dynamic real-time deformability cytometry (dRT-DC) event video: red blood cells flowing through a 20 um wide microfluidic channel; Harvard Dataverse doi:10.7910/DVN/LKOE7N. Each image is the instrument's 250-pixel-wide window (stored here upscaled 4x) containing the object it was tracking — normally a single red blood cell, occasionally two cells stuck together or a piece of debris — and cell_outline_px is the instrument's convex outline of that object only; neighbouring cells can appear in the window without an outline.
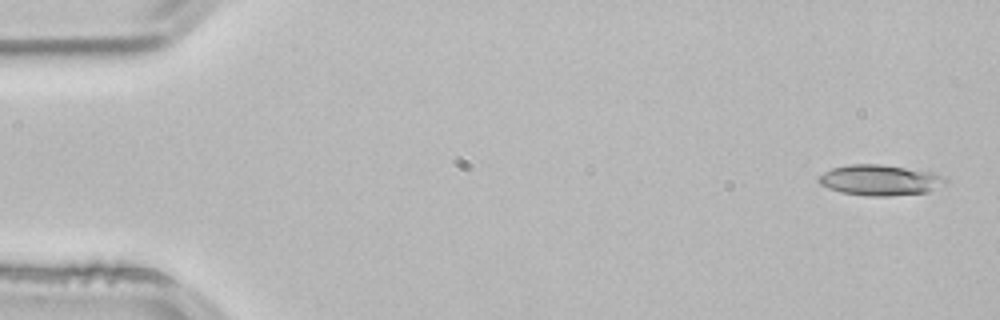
{"species": "common noctule bat (a hibernating species)", "species_latin": "Nyctalus noctula", "temperature_condition": "room temperature", "stored_images_in_passage": 4, "camera_frame_rate_fps": 3000, "um_per_image_px": 0.085, "animal": {"sex": "male", "body_mass_g": 21.5, "forearm_length_mm": 52.0}, "frame": {"image": 1, "passage_image": 1, "time_ms": 0.0, "image_size_px": [1000, 320], "cell_outline_px": [[948, 180], [928, 192], [888, 196], [868, 196], [840, 192], [828, 188], [820, 184], [816, 180], [824, 172], [832, 168], [852, 164], [880, 164], [932, 172]], "centroid_in_image_um": [74.74, 15.31], "position_along_channel_um": 10.3, "area_um2": 22.37}}